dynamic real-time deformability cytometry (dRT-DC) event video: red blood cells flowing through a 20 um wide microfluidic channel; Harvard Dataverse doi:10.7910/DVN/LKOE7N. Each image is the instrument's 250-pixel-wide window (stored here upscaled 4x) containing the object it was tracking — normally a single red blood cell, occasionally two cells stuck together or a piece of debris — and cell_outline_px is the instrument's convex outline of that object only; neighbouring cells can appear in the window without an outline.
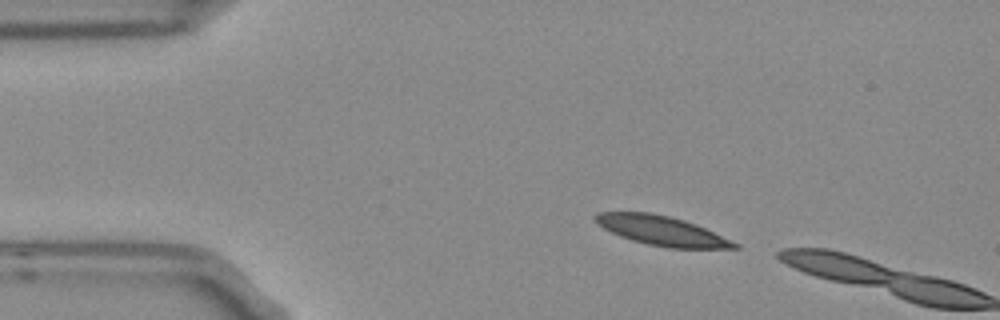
{"species": "Egyptian fruit bat (a non-hibernating species)", "species_latin": "Rousettus aegyptiacus", "temperature_condition": "room temperature", "stored_images_in_passage": 2, "camera_frame_rate_fps": 3000, "um_per_image_px": 0.085, "frame": {"image": 1, "passage_image": 1, "time_ms": 0.0, "image_size_px": [1000, 320], "cell_outline_px": [[740, 248], [668, 248], [648, 244], [632, 240], [620, 236], [604, 228], [596, 220], [596, 216], [600, 212], [652, 212], [684, 220], [696, 224], [740, 244]], "centroid_in_image_um": [56.3, 19.61], "position_along_channel_um": 28.7, "area_um2": 23.52}}